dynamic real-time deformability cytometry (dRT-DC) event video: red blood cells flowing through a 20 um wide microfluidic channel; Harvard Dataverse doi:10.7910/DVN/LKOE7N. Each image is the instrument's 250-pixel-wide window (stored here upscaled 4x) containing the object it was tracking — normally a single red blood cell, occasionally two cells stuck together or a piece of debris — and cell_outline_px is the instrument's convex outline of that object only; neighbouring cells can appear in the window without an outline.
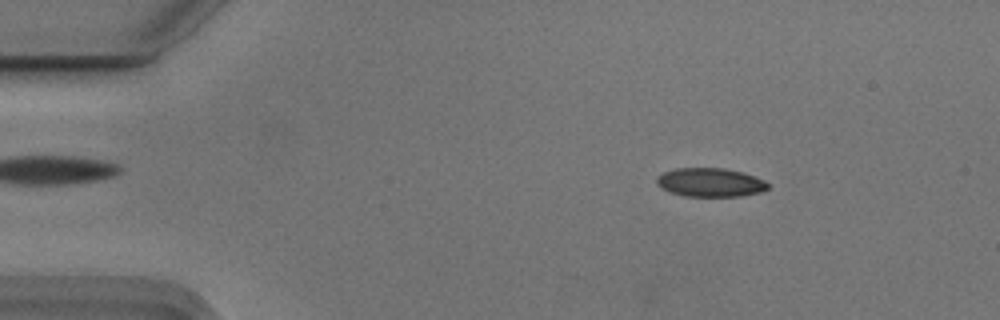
{"species": "Egyptian fruit bat (a non-hibernating species)", "species_latin": "Rousettus aegyptiacus", "temperature_condition": "cold", "stored_images_in_passage": 50, "camera_frame_rate_fps": 3000, "um_per_image_px": 0.085, "animal": {"sex": "male"}, "frame": {"image": 1, "passage_image": 4, "time_ms": 1.0, "image_size_px": [1000, 320], "cell_outline_px": [[768, 188], [760, 192], [740, 196], [684, 196], [668, 192], [660, 188], [656, 184], [656, 176], [664, 172], [676, 168], [724, 168], [744, 172], [764, 180], [768, 184]], "centroid_in_image_um": [60.33, 15.5], "position_along_channel_um": 24.7, "area_um2": 18.79}}
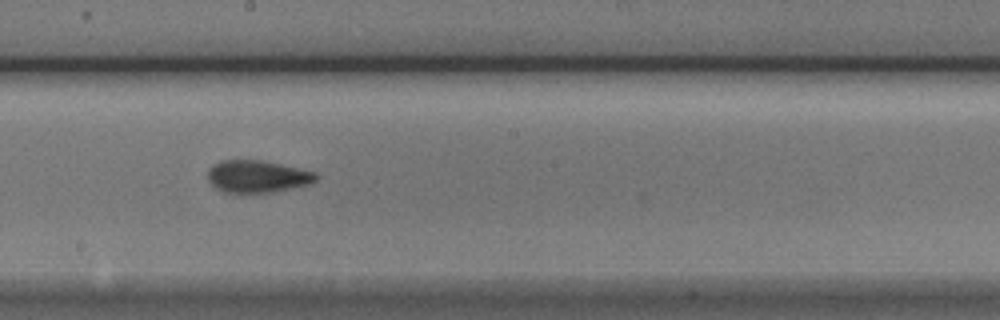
{"frame": {"image": 2, "passage_image": 26, "time_ms": 8.333, "image_size_px": [1000, 320], "cell_outline_px": [[320, 176], [312, 184], [272, 192], [224, 192], [216, 188], [208, 180], [208, 168], [212, 164], [220, 160], [260, 160], [280, 164], [316, 172]], "centroid_in_image_um": [21.88, 14.99], "position_along_channel_um": 226.3, "area_um2": 20.4}}
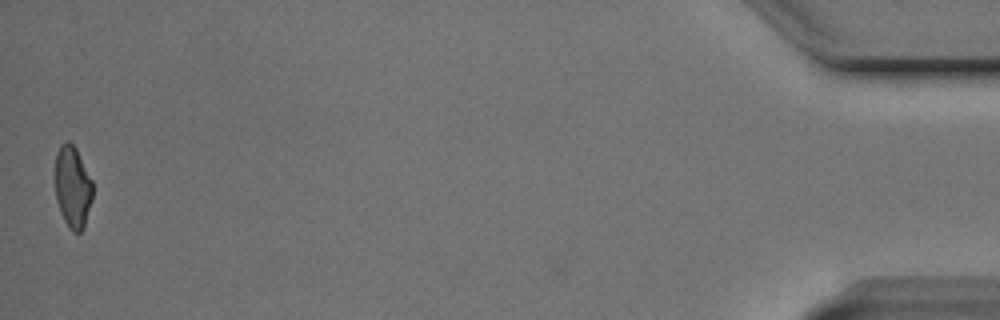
{"frame": {"image": 3, "passage_image": 50, "time_ms": 16.333, "image_size_px": [1000, 320], "cell_outline_px": [[92, 200], [84, 228], [80, 232], [72, 232], [68, 228], [60, 212], [56, 200], [56, 152], [60, 144], [68, 140], [76, 148], [92, 180]], "centroid_in_image_um": [6.18, 15.91], "position_along_channel_um": 429.0, "area_um2": 17.98}, "authors_computed_cell_mechanics": {"area_um2": 19.5942, "velocity_mm_per_s": 3.7325, "shape_relaxation_time_tau1_ms": 4.4095, "shape_relaxation_time_tau2_ms": 1.7527, "deformation_change_tau1": 0.1321, "deformation_change_tau2": 0.0732}}